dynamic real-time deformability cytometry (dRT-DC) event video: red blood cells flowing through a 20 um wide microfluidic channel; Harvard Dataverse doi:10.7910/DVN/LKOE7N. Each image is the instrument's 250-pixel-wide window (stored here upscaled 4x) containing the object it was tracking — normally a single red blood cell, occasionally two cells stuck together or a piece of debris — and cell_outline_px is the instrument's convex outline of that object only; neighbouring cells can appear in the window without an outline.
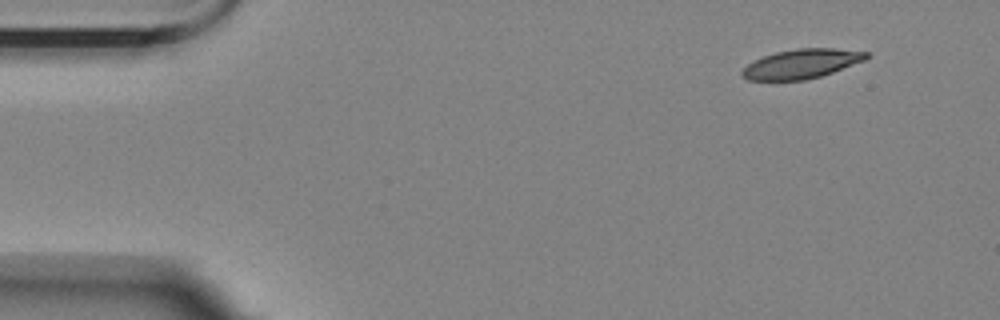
{"species": "Egyptian fruit bat (a non-hibernating species)", "species_latin": "Rousettus aegyptiacus", "temperature_condition": "room temperature", "stored_images_in_passage": 2, "camera_frame_rate_fps": 3000, "um_per_image_px": 0.085, "animal": {"sex": "female"}, "frame": {"image": 1, "passage_image": 2, "time_ms": 1.333, "image_size_px": [1000, 320], "cell_outline_px": [[868, 56], [864, 60], [832, 72], [820, 76], [804, 80], [748, 80], [740, 76], [740, 72], [748, 64], [764, 56], [776, 52], [796, 48], [836, 48], [868, 52]], "centroid_in_image_um": [68.1, 5.42], "position_along_channel_um": 16.9, "area_um2": 21.04}}